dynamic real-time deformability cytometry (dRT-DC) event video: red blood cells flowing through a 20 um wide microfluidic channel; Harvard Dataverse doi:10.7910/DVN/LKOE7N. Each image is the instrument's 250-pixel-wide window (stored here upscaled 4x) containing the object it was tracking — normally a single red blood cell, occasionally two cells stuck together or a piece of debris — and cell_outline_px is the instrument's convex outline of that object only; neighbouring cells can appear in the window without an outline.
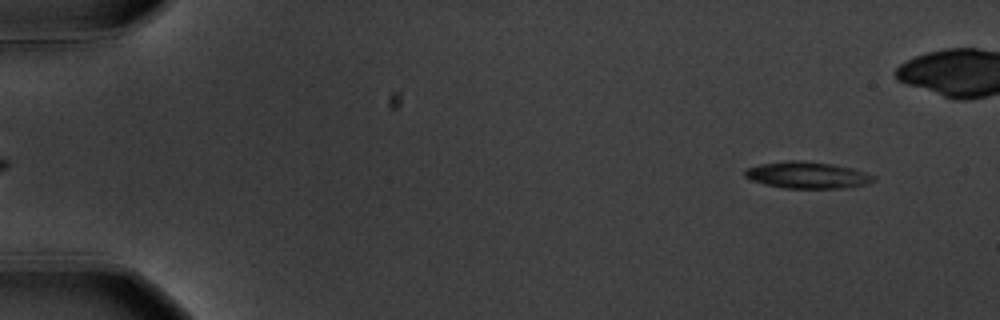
{"species": "common noctule bat (a hibernating species)", "species_latin": "Nyctalus noctula", "temperature_condition": "warm", "stored_images_in_passage": 57, "camera_frame_rate_fps": 3000, "um_per_image_px": 0.085, "animal": {"sex": "male", "body_mass_g": 20.1, "forearm_length_mm": 53.5}, "frame": {"image": 1, "passage_image": 3, "time_ms": 0.667, "image_size_px": [1000, 320], "cell_outline_px": [[876, 180], [864, 184], [844, 188], [784, 188], [764, 184], [748, 180], [744, 176], [744, 168], [760, 164], [784, 160], [804, 160], [832, 164], [864, 172], [876, 176]], "centroid_in_image_um": [68.53, 14.88], "position_along_channel_um": 16.5, "area_um2": 20.11}}
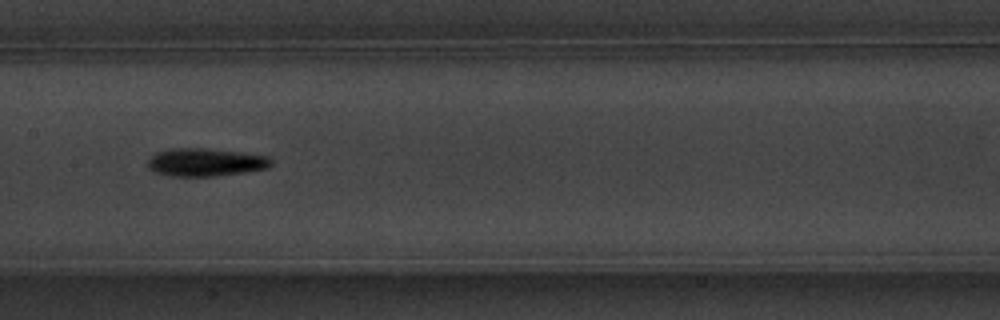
{"frame": {"image": 2, "passage_image": 28, "time_ms": 9.0, "image_size_px": [1000, 320], "cell_outline_px": [[272, 164], [268, 168], [244, 172], [216, 176], [168, 176], [156, 172], [148, 168], [148, 160], [156, 152], [168, 148], [204, 148], [240, 152], [268, 156], [272, 160]], "centroid_in_image_um": [17.45, 13.79], "position_along_channel_um": 189.9, "area_um2": 20.17}}
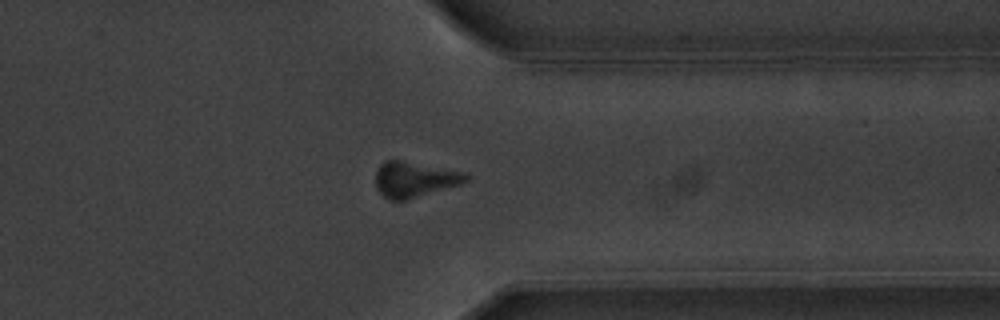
{"frame": {"image": 3, "passage_image": 44, "time_ms": 14.333, "image_size_px": [1000, 320], "cell_outline_px": [[468, 180], [460, 184], [408, 200], [392, 200], [384, 196], [376, 188], [376, 172], [380, 164], [384, 160], [400, 160], [468, 172]], "centroid_in_image_um": [35.24, 15.24], "position_along_channel_um": 376.2, "area_um2": 18.73}}